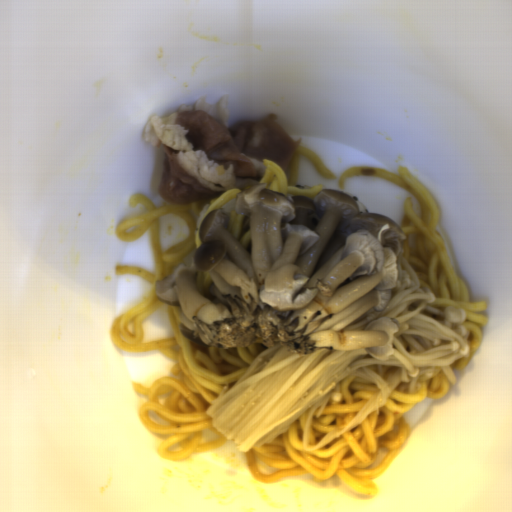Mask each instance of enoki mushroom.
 Instances as JSON below:
<instances>
[{
  "label": "enoki mushroom",
  "mask_w": 512,
  "mask_h": 512,
  "mask_svg": "<svg viewBox=\"0 0 512 512\" xmlns=\"http://www.w3.org/2000/svg\"><path fill=\"white\" fill-rule=\"evenodd\" d=\"M397 284L387 308H374L339 331L364 330L375 319L394 318L398 331L385 360L364 348H317L310 354H293L276 343L257 355L234 384L207 409L211 424L239 452L262 447L288 430L311 408L302 437L304 452H313L356 428L382 407L392 391L404 383L410 395L419 390L420 378H430L435 367L449 383L457 384L452 366L470 352L467 319L461 307L440 310L431 306L435 296L420 282L402 247L396 255ZM338 331V332H339ZM358 374L371 379L381 394L342 430H334L317 445L308 447L309 423L321 404L341 400L344 379Z\"/></svg>",
  "instance_id": "1"
}]
</instances>
